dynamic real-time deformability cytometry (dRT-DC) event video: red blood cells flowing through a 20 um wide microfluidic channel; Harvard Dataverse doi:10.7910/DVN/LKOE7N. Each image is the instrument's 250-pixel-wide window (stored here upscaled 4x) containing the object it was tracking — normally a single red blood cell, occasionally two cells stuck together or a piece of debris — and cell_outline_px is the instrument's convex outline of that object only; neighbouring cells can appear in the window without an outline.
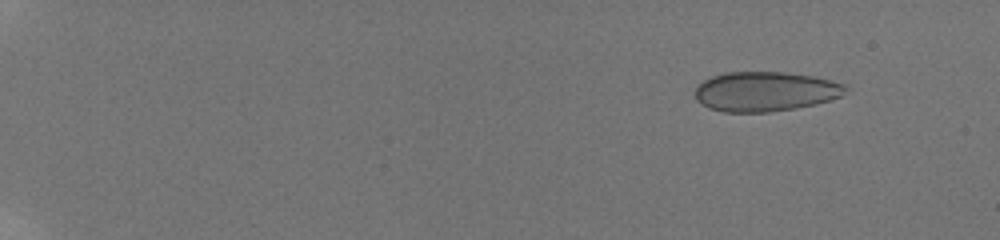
{"species": "human", "species_latin": "Homo sapiens", "temperature_condition": "room temperature", "stored_images_in_passage": 51, "camera_frame_rate_fps": 3000, "um_per_image_px": 0.085, "donor": {"sex": "male"}, "frame": {"image": 1, "passage_image": 1, "time_ms": 0.0, "image_size_px": [1000, 240], "cell_outline_px": [[848, 88], [840, 96], [816, 104], [796, 108], [768, 112], [724, 112], [708, 108], [696, 100], [696, 88], [704, 80], [712, 76], [724, 72], [784, 72], [812, 76], [848, 84]], "centroid_in_image_um": [65.05, 7.77], "position_along_channel_um": 20.0, "area_um2": 34.8}}
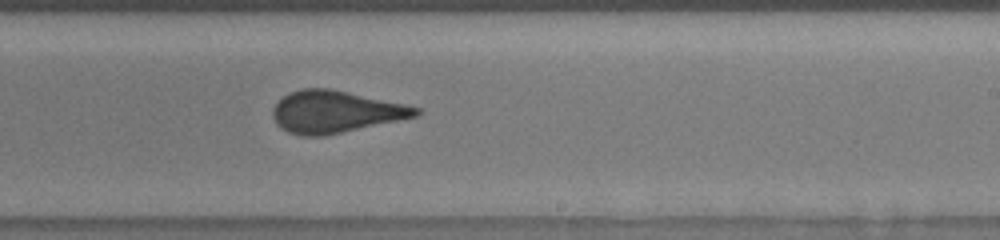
{"frame": {"image": 2, "passage_image": 33, "time_ms": 10.667, "image_size_px": [1000, 240], "cell_outline_px": [[420, 112], [416, 116], [324, 136], [300, 136], [288, 132], [280, 128], [276, 124], [272, 116], [272, 108], [288, 92], [300, 88], [328, 88], [348, 92], [404, 104], [420, 108]], "centroid_in_image_um": [28.43, 9.5], "position_along_channel_um": 260.6, "area_um2": 34.8}}
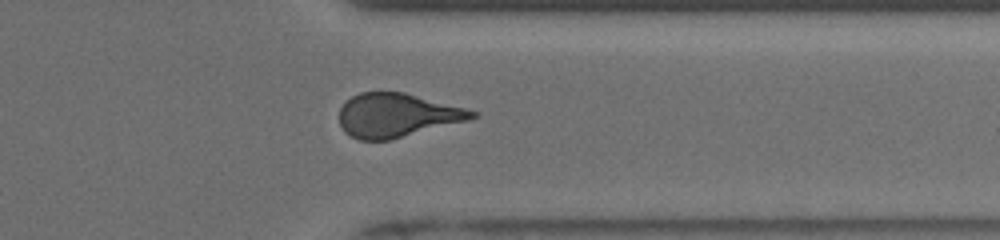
{"frame": {"image": 3, "passage_image": 42, "time_ms": 13.667, "image_size_px": [1000, 240], "cell_outline_px": [[480, 116], [468, 120], [388, 140], [360, 140], [344, 132], [340, 124], [340, 108], [352, 96], [360, 92], [404, 92], [480, 112]], "centroid_in_image_um": [33.75, 9.79], "position_along_channel_um": 377.6, "area_um2": 33.58}, "authors_computed_cell_mechanics": {"area_um2": 34.9112, "velocity_mm_per_s": 3.902, "shape_relaxation_time_tau1_ms": 9.1571, "shape_relaxation_time_tau2_ms": null, "deformation_change_tau1": 0.1539, "deformation_change_tau2": null}}